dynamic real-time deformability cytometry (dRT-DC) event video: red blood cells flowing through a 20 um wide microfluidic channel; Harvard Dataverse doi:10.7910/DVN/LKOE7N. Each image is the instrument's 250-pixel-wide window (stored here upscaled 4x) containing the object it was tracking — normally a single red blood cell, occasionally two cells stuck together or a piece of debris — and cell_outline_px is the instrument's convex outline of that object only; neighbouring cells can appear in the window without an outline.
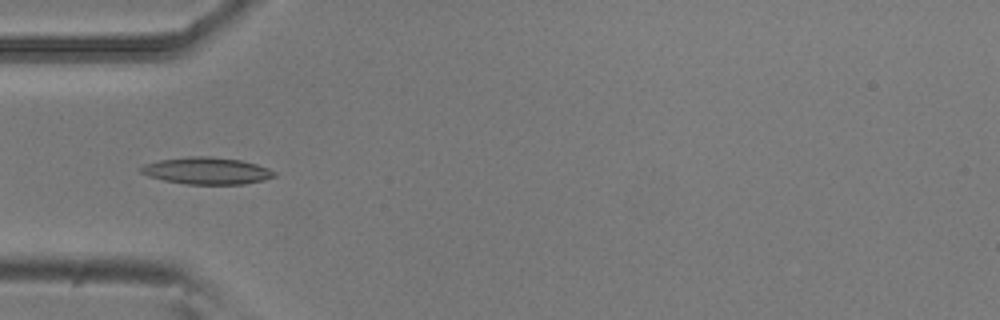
{"species": "common noctule bat (a hibernating species)", "species_latin": "Nyctalus noctula", "temperature_condition": "room temperature", "stored_images_in_passage": 5, "camera_frame_rate_fps": 3000, "um_per_image_px": 0.085, "animal": {"sex": "male", "body_mass_g": 20.5, "forearm_length_mm": 52.5}, "frame": {"image": 1, "passage_image": 5, "time_ms": 1.333, "image_size_px": [1000, 320], "cell_outline_px": [[276, 176], [264, 180], [244, 184], [184, 184], [164, 180], [148, 176], [140, 172], [140, 168], [144, 164], [160, 160], [188, 156], [212, 156], [240, 160], [256, 164], [268, 168], [276, 172]], "centroid_in_image_um": [17.58, 14.51], "position_along_channel_um": 67.4, "area_um2": 20.98}}